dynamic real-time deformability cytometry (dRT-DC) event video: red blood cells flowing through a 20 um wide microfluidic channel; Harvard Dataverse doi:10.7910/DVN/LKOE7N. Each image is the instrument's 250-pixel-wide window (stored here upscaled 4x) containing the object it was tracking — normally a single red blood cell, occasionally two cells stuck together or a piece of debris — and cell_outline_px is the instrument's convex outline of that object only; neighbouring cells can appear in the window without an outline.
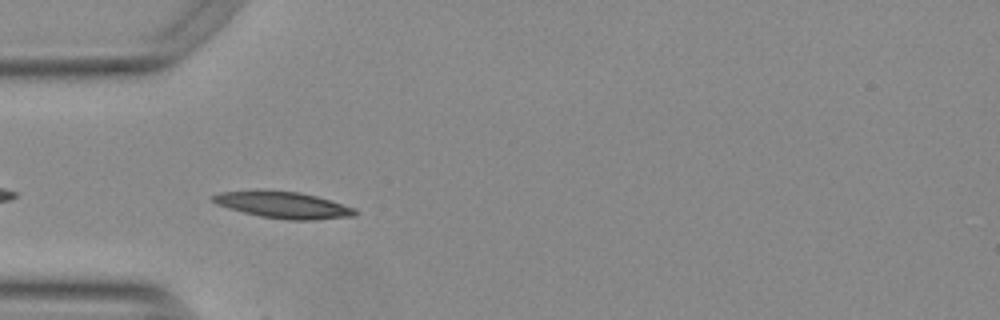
{"species": "Egyptian fruit bat (a non-hibernating species)", "species_latin": "Rousettus aegyptiacus", "temperature_condition": "warm", "stored_images_in_passage": 25, "camera_frame_rate_fps": 3000, "um_per_image_px": 0.085, "animal": {"sex": "female"}, "frame": {"image": 1, "passage_image": 3, "time_ms": 0.667, "image_size_px": [1000, 320], "cell_outline_px": [[360, 212], [356, 216], [312, 220], [288, 220], [260, 216], [228, 208], [216, 204], [212, 200], [212, 196], [220, 192], [296, 192], [316, 196], [356, 208]], "centroid_in_image_um": [24.17, 17.46], "position_along_channel_um": 60.8, "area_um2": 21.33}}
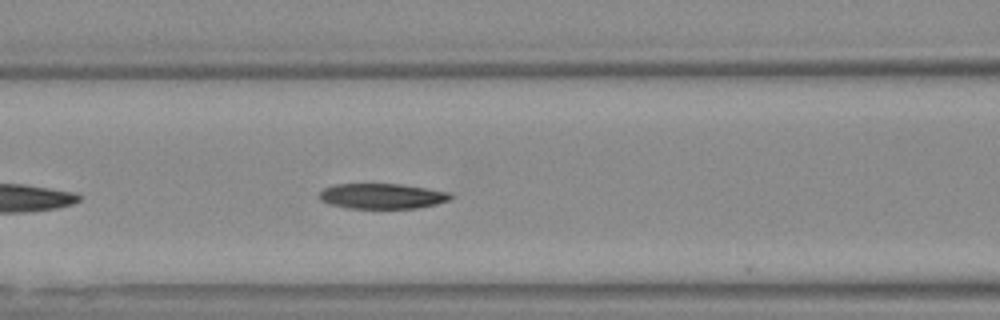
{"frame": {"image": 2, "passage_image": 9, "time_ms": 2.667, "image_size_px": [1000, 320], "cell_outline_px": [[452, 196], [448, 200], [436, 204], [416, 208], [348, 208], [328, 204], [320, 200], [320, 192], [324, 188], [336, 184], [400, 184], [452, 192]], "centroid_in_image_um": [32.48, 16.67], "position_along_channel_um": 134.1, "area_um2": 19.31}}
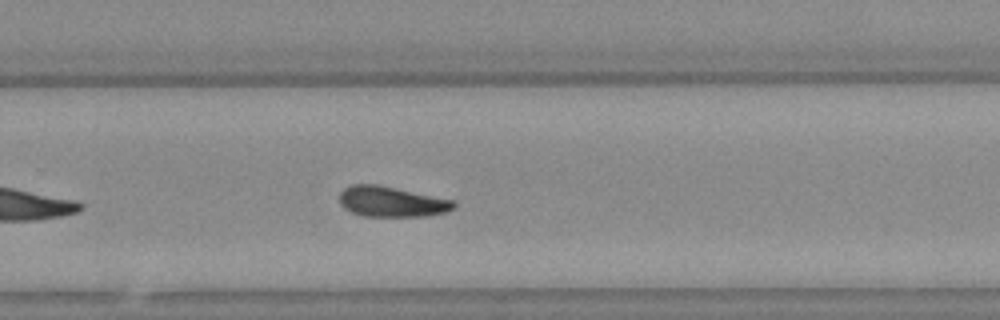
{"frame": {"image": 3, "passage_image": 22, "time_ms": 7.0, "image_size_px": [1000, 320], "cell_outline_px": [[456, 208], [448, 212], [424, 216], [364, 216], [352, 212], [344, 208], [340, 204], [340, 192], [344, 188], [352, 184], [376, 184], [456, 200]], "centroid_in_image_um": [33.32, 17.14], "position_along_channel_um": 296.5, "area_um2": 20.4}}